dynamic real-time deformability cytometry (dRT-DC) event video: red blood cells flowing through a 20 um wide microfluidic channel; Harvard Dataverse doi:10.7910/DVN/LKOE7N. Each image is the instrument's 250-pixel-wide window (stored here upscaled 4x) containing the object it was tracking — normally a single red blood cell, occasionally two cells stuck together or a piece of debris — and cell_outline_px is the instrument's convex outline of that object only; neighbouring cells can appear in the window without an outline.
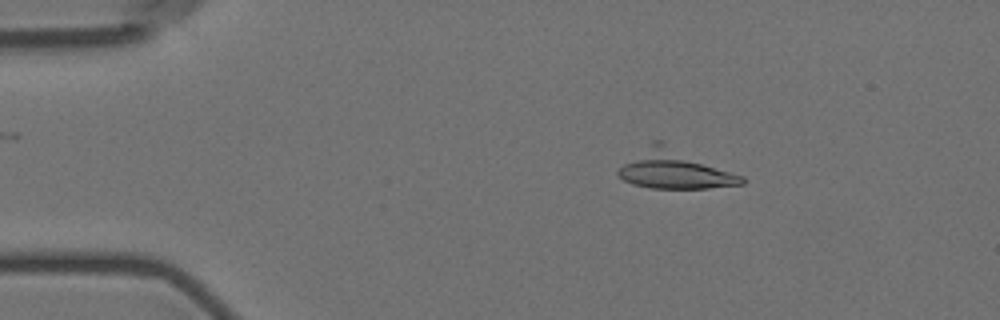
{"species": "Egyptian fruit bat (a non-hibernating species)", "species_latin": "Rousettus aegyptiacus", "temperature_condition": "room temperature", "stored_images_in_passage": 5, "camera_frame_rate_fps": 3000, "um_per_image_px": 0.085, "animal": {"sex": "female"}, "frame": {"image": 1, "passage_image": 3, "time_ms": 2.333, "image_size_px": [1000, 320], "cell_outline_px": [[744, 184], [708, 188], [652, 188], [632, 184], [624, 180], [616, 172], [624, 164], [652, 140], [664, 140], [744, 176]], "centroid_in_image_um": [57.4, 14.37], "position_along_channel_um": 27.6, "area_um2": 28.09}}